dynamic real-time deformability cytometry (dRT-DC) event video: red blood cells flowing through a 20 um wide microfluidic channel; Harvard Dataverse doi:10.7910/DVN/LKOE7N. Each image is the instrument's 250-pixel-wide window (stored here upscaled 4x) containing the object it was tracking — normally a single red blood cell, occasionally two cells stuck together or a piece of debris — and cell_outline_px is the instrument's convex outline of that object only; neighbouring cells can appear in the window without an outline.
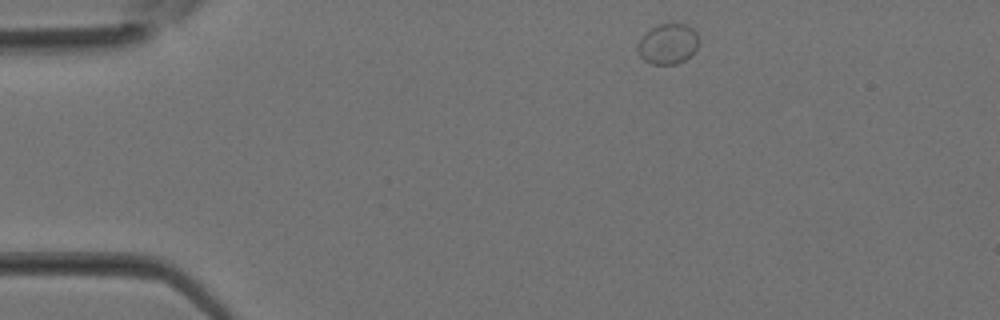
{"species": "Egyptian fruit bat (a non-hibernating species)", "species_latin": "Rousettus aegyptiacus", "temperature_condition": "room temperature", "stored_images_in_passage": 6, "camera_frame_rate_fps": 3000, "um_per_image_px": 0.085, "animal": {"sex": "female"}, "frame": {"image": 1, "passage_image": 1, "time_ms": 0.0, "image_size_px": [1000, 320], "cell_outline_px": [[700, 40], [696, 48], [684, 60], [676, 64], [652, 64], [644, 60], [640, 56], [636, 48], [644, 32], [660, 24], [688, 24], [696, 32]], "centroid_in_image_um": [56.76, 3.72], "position_along_channel_um": 28.2, "area_um2": 14.33}}